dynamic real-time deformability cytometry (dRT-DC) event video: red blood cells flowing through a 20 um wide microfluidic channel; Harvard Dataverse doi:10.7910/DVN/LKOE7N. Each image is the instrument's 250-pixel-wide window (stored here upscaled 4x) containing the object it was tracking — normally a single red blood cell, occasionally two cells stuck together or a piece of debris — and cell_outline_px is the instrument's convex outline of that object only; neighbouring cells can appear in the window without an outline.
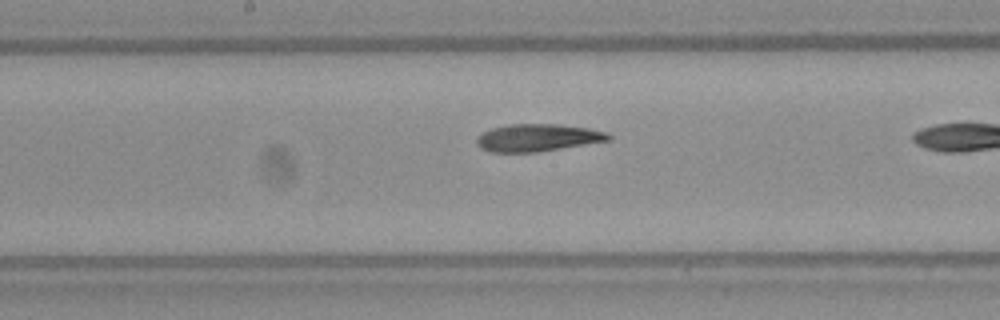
{"species": "Egyptian fruit bat (a non-hibernating species)", "species_latin": "Rousettus aegyptiacus", "temperature_condition": "warm", "stored_images_in_passage": 36, "camera_frame_rate_fps": 3000, "um_per_image_px": 0.085, "frame": {"image": 1, "passage_image": 22, "time_ms": 7.0, "image_size_px": [1000, 320], "cell_outline_px": [[612, 140], [536, 152], [492, 152], [480, 148], [476, 144], [476, 140], [484, 132], [492, 128], [508, 124], [556, 124], [588, 128], [608, 132], [612, 136]], "centroid_in_image_um": [45.73, 11.7], "position_along_channel_um": 202.5, "area_um2": 20.98}}
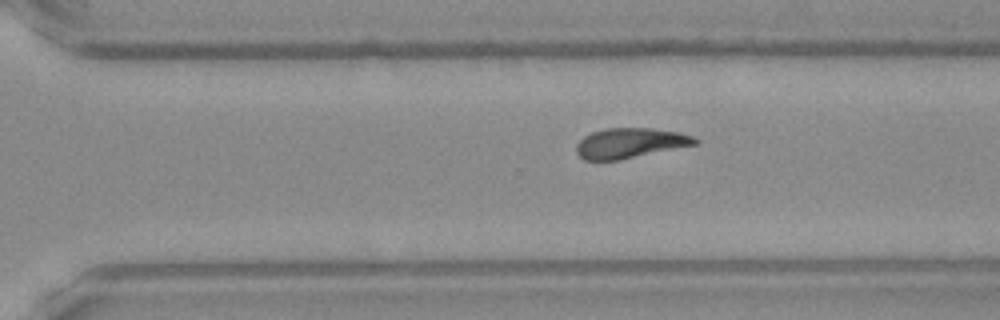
{"frame": {"image": 2, "passage_image": 31, "time_ms": 10.0, "image_size_px": [1000, 320], "cell_outline_px": [[700, 140], [696, 144], [620, 160], [584, 160], [576, 152], [576, 144], [584, 136], [592, 132], [604, 128], [652, 128], [680, 132], [692, 136]], "centroid_in_image_um": [53.54, 12.15], "position_along_channel_um": 317.1, "area_um2": 20.81}}
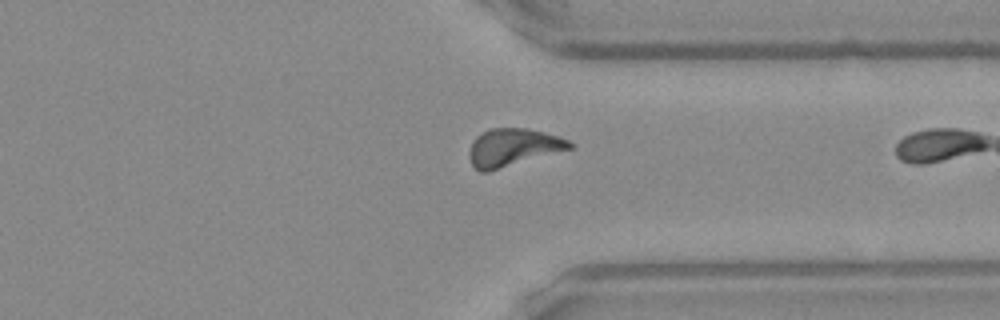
{"frame": {"image": 3, "passage_image": 35, "time_ms": 11.333, "image_size_px": [1000, 320], "cell_outline_px": [[572, 148], [488, 172], [480, 172], [472, 164], [468, 156], [468, 152], [472, 140], [476, 136], [488, 128], [528, 128], [560, 136], [568, 140], [572, 144]], "centroid_in_image_um": [43.56, 12.52], "position_along_channel_um": 367.8, "area_um2": 22.14}}